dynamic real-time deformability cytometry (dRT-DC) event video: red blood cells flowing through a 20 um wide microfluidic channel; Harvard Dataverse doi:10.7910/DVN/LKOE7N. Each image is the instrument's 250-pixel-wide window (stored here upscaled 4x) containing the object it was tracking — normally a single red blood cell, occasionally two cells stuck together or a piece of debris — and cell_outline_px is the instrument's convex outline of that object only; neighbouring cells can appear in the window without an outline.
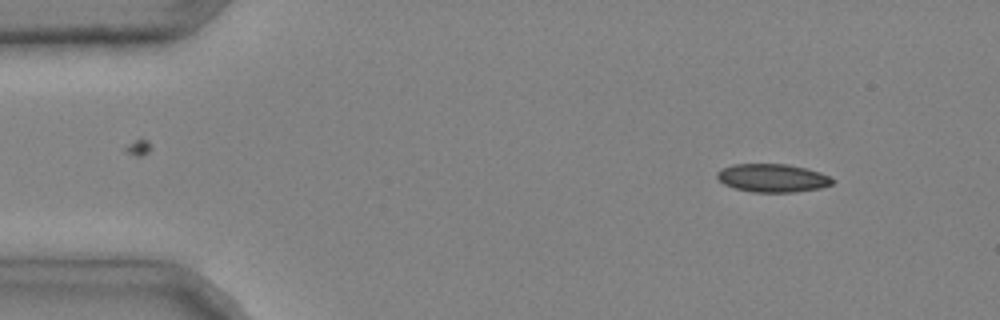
{"species": "common noctule bat (a hibernating species)", "species_latin": "Nyctalus noctula", "temperature_condition": "cold", "stored_images_in_passage": 3, "camera_frame_rate_fps": 3000, "um_per_image_px": 0.085, "animal": {"sex": "male", "body_mass_g": 20.4}, "frame": {"image": 1, "passage_image": 1, "time_ms": 0.0, "image_size_px": [1000, 320], "cell_outline_px": [[836, 180], [832, 184], [820, 188], [792, 192], [752, 192], [736, 188], [724, 184], [716, 176], [716, 172], [720, 168], [732, 164], [788, 164], [820, 172]], "centroid_in_image_um": [65.64, 15.12], "position_along_channel_um": 19.4, "area_um2": 18.96}}